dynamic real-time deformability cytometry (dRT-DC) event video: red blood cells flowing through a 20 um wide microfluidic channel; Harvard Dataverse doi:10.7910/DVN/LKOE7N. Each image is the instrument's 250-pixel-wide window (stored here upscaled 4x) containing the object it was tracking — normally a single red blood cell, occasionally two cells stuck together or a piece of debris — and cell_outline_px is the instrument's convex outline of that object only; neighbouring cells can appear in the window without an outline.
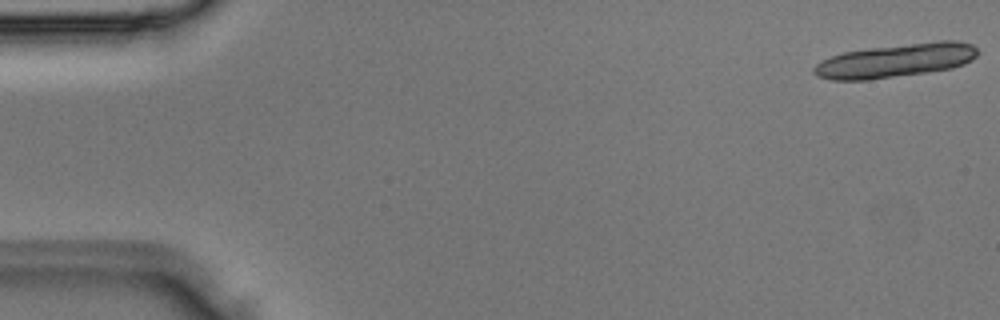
{"species": "Egyptian fruit bat (a non-hibernating species)", "species_latin": "Rousettus aegyptiacus", "temperature_condition": "room temperature", "stored_images_in_passage": 4, "camera_frame_rate_fps": 3000, "um_per_image_px": 0.085, "animal": {"sex": "male"}, "frame": {"image": 1, "passage_image": 1, "time_ms": 0.0, "image_size_px": [1000, 320], "cell_outline_px": [[980, 52], [972, 60], [964, 64], [952, 68], [928, 72], [868, 80], [832, 80], [816, 76], [812, 72], [812, 68], [816, 64], [832, 56], [844, 52], [868, 48], [940, 40], [956, 40], [972, 44]], "centroid_in_image_um": [76.15, 5.14], "position_along_channel_um": 8.8, "area_um2": 32.25}}